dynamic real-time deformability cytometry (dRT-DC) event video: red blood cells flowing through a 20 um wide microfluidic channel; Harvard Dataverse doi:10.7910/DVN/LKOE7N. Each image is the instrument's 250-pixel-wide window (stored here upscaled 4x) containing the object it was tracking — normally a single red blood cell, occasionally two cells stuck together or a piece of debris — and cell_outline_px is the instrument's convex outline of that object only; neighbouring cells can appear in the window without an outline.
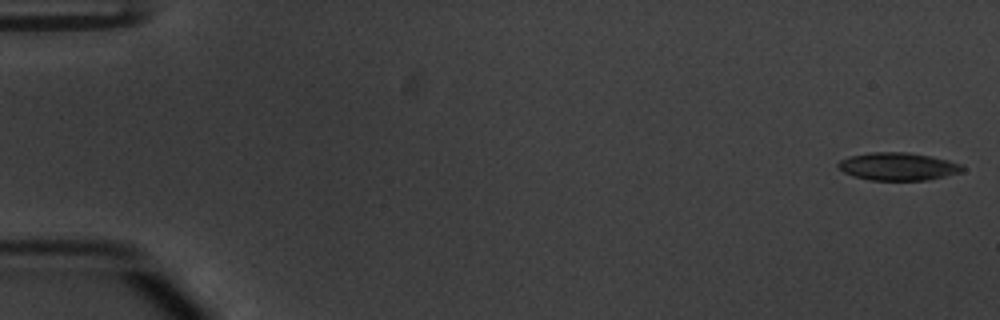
{"species": "common noctule bat (a hibernating species)", "species_latin": "Nyctalus noctula", "temperature_condition": "warm", "stored_images_in_passage": 53, "camera_frame_rate_fps": 3000, "um_per_image_px": 0.085, "animal": {"sex": "male", "body_mass_g": 20.1, "forearm_length_mm": 53.5}, "frame": {"image": 1, "passage_image": 1, "time_ms": 0.0, "image_size_px": [1000, 320], "cell_outline_px": [[964, 172], [928, 180], [868, 180], [852, 176], [844, 172], [836, 164], [840, 160], [848, 156], [872, 152], [908, 152], [932, 156], [964, 164]], "centroid_in_image_um": [76.36, 14.15], "position_along_channel_um": 8.6, "area_um2": 20.4}}
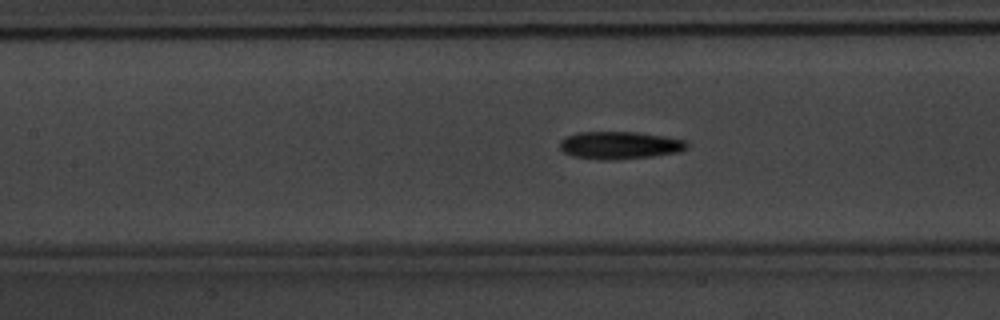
{"frame": {"image": 2, "passage_image": 24, "time_ms": 7.667, "image_size_px": [1000, 320], "cell_outline_px": [[688, 148], [680, 152], [652, 156], [616, 160], [604, 160], [572, 156], [564, 152], [560, 148], [560, 140], [564, 136], [580, 132], [636, 132], [664, 136], [684, 140], [688, 144]], "centroid_in_image_um": [52.66, 12.35], "position_along_channel_um": 154.7, "area_um2": 20.52}}
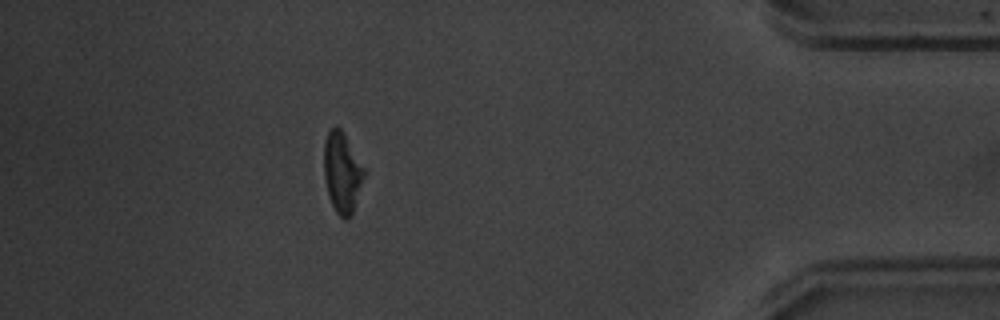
{"frame": {"image": 3, "passage_image": 47, "time_ms": 15.333, "image_size_px": [1000, 320], "cell_outline_px": [[364, 176], [352, 216], [348, 220], [344, 220], [336, 212], [328, 196], [324, 176], [324, 140], [328, 132], [336, 124], [344, 132], [364, 168]], "centroid_in_image_um": [29.07, 14.67], "position_along_channel_um": 406.1, "area_um2": 18.9}, "authors_computed_cell_mechanics": {"area_um2": 19.8832, "velocity_mm_per_s": 3.8515, "shape_relaxation_time_tau1_ms": 3.6169, "shape_relaxation_time_tau2_ms": 5.3241, "deformation_change_tau1": 0.1443, "deformation_change_tau2": 0.1808}}